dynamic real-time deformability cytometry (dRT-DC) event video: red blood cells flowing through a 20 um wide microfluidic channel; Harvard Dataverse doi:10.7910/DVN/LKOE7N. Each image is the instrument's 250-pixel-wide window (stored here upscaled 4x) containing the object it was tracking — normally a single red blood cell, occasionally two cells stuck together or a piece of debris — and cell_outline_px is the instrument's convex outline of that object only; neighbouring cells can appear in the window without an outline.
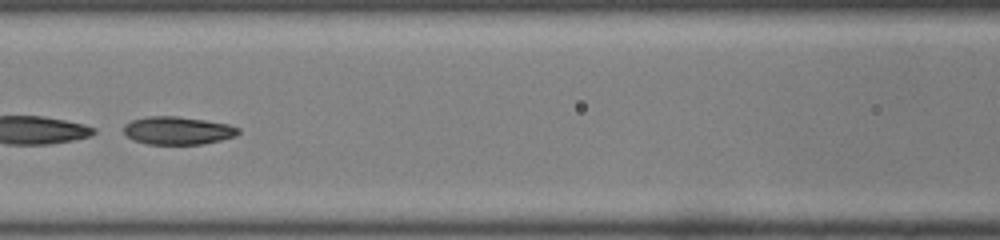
{"species": "common noctule bat (a hibernating species)", "species_latin": "Nyctalus noctula", "temperature_condition": "room temperature", "stored_images_in_passage": 41, "camera_frame_rate_fps": 3000, "um_per_image_px": 0.085, "animal": {"sex": "male", "body_mass_g": 19.0, "forearm_length_mm": 50.8}, "frame": {"image": 1, "passage_image": 21, "time_ms": 6.667, "image_size_px": [1000, 240], "cell_outline_px": [[240, 132], [236, 136], [204, 144], [148, 144], [132, 140], [124, 132], [124, 124], [132, 120], [148, 116], [176, 116], [204, 120], [228, 124], [240, 128]], "centroid_in_image_um": [15.11, 11.1], "position_along_channel_um": 151.5, "area_um2": 18.67}}
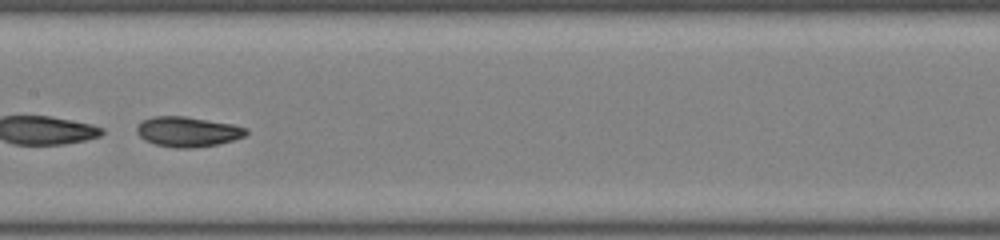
{"frame": {"image": 2, "passage_image": 24, "time_ms": 7.667, "image_size_px": [1000, 240], "cell_outline_px": [[248, 132], [244, 136], [232, 140], [216, 144], [192, 148], [176, 148], [156, 144], [144, 140], [136, 132], [136, 128], [144, 120], [152, 116], [184, 116], [232, 124], [248, 128]], "centroid_in_image_um": [15.95, 11.19], "position_along_channel_um": 191.5, "area_um2": 18.96}, "authors_computed_cell_mechanics": {"area_um2": 19.8254, "velocity_mm_per_s": 4.0021, "shape_relaxation_time_tau1_ms": 0.7878, "shape_relaxation_time_tau2_ms": 1.9013, "deformation_change_tau1": 0.2834, "deformation_change_tau2": 0.0746}}